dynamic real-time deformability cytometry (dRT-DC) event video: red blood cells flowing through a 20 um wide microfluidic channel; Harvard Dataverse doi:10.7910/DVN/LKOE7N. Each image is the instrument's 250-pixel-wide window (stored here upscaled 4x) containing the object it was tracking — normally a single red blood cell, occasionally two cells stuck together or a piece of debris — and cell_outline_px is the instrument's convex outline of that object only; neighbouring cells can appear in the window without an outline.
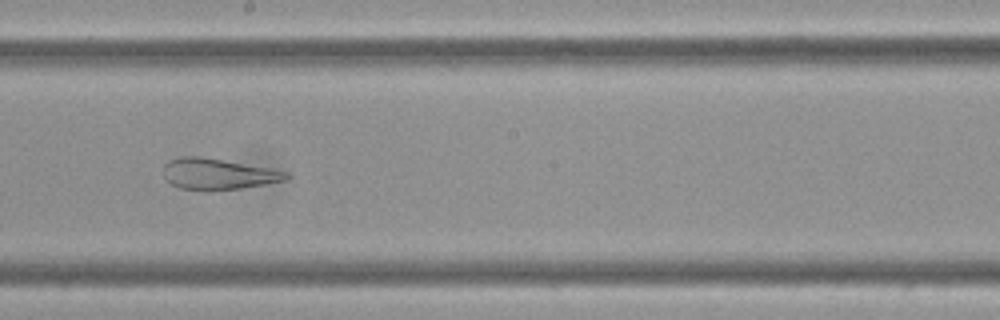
{"species": "Egyptian fruit bat (a non-hibernating species)", "species_latin": "Rousettus aegyptiacus", "temperature_condition": "cold", "stored_images_in_passage": 41, "camera_frame_rate_fps": 3000, "um_per_image_px": 0.085, "frame": {"image": 1, "passage_image": 15, "time_ms": 4.667, "image_size_px": [1000, 320], "cell_outline_px": [[288, 176], [284, 180], [264, 184], [240, 188], [180, 188], [172, 184], [164, 176], [164, 164], [168, 160], [180, 156], [200, 156], [268, 168], [288, 172]], "centroid_in_image_um": [18.49, 14.75], "position_along_channel_um": 229.7, "area_um2": 21.27}}
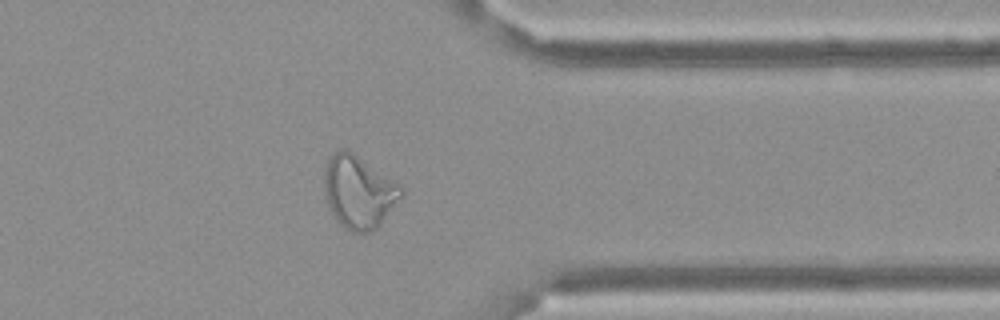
{"frame": {"image": 2, "passage_image": 29, "time_ms": 9.333, "image_size_px": [1000, 320], "cell_outline_px": [[404, 192], [380, 224], [376, 228], [368, 232], [352, 232], [344, 228], [336, 220], [328, 204], [324, 188], [324, 168], [328, 160], [340, 148], [348, 148], [400, 184]], "centroid_in_image_um": [30.48, 16.29], "position_along_channel_um": 380.9, "area_um2": 32.43}}
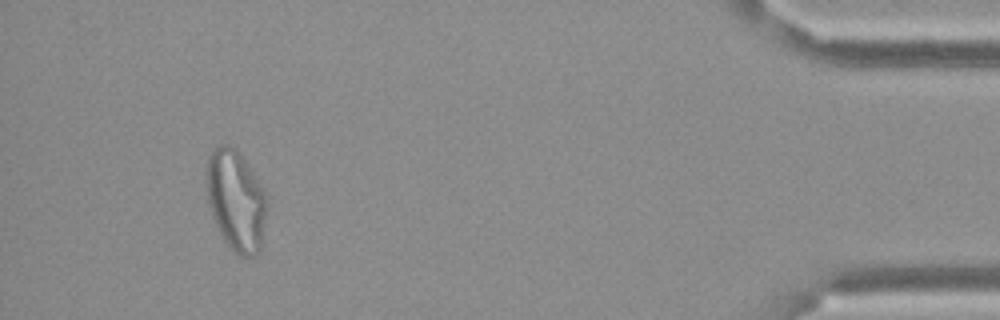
{"frame": {"image": 3, "passage_image": 37, "time_ms": 12.0, "image_size_px": [1000, 320], "cell_outline_px": [[268, 200], [260, 248], [248, 260], [240, 256], [224, 240], [216, 228], [208, 204], [204, 176], [208, 156], [212, 148], [220, 144], [232, 144], [240, 152], [264, 192]], "centroid_in_image_um": [20.0, 16.99], "position_along_channel_um": 415.2, "area_um2": 35.89}, "authors_computed_cell_mechanics": {"area_um2": 28.322, "velocity_mm_per_s": 3.3969, "shape_relaxation_time_tau1_ms": null, "shape_relaxation_time_tau2_ms": 1.3615, "deformation_change_tau1": null, "deformation_change_tau2": 0.0956}}